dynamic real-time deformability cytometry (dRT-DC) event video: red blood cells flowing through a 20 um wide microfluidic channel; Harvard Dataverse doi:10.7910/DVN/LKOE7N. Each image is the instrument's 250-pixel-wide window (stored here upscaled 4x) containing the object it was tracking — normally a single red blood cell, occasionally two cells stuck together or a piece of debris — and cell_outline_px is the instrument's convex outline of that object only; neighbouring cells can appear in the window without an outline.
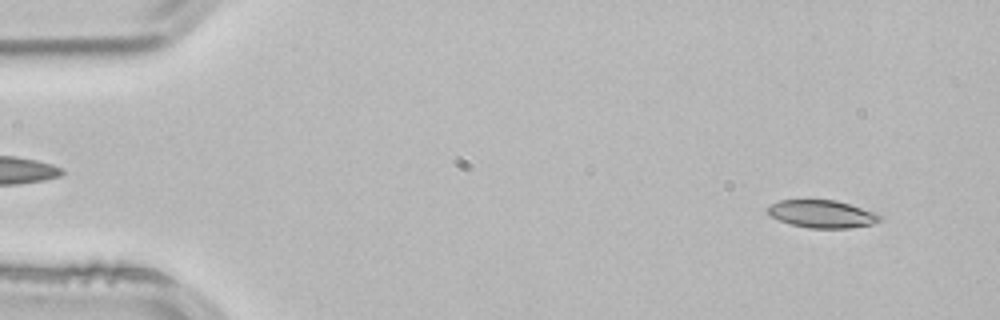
{"species": "common noctule bat (a hibernating species)", "species_latin": "Nyctalus noctula", "temperature_condition": "room temperature", "stored_images_in_passage": 4, "segment_of_instrument_passage": [2, 2], "camera_frame_rate_fps": 3000, "um_per_image_px": 0.085, "animal": {"sex": "male", "body_mass_g": 21.5, "forearm_length_mm": 52.0}, "frame": {"image": 1, "passage_image": 4, "time_ms": 1.0, "image_size_px": [1000, 320], "cell_outline_px": [[884, 216], [880, 220], [872, 224], [848, 228], [808, 228], [792, 224], [780, 220], [764, 212], [764, 208], [768, 204], [780, 200], [836, 200], [876, 212]], "centroid_in_image_um": [69.84, 18.18], "position_along_channel_um": 15.2, "area_um2": 18.26}}